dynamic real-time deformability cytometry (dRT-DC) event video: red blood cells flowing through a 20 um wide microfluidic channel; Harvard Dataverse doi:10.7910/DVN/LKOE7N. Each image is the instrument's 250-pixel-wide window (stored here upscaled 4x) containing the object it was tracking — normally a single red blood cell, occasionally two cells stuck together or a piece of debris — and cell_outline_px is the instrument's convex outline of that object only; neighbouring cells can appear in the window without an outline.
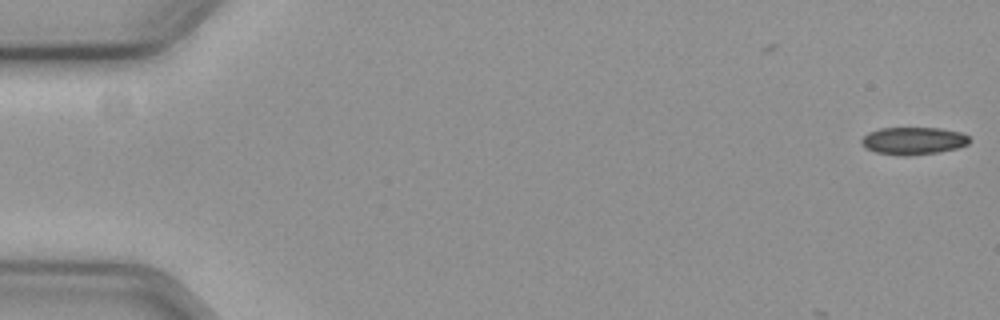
{"species": "common noctule bat (a hibernating species)", "species_latin": "Nyctalus noctula", "temperature_condition": "cold", "stored_images_in_passage": 7, "camera_frame_rate_fps": 3000, "um_per_image_px": 0.085, "animal": {"sex": "female", "body_mass_g": 19.3, "forearm_length_mm": 54.1}, "frame": {"image": 1, "passage_image": 1, "time_ms": 0.0, "image_size_px": [1000, 320], "cell_outline_px": [[968, 144], [956, 148], [936, 152], [908, 156], [900, 156], [876, 152], [864, 148], [860, 144], [860, 140], [868, 132], [880, 128], [940, 128], [960, 132], [968, 136]], "centroid_in_image_um": [77.57, 11.97], "position_along_channel_um": 7.4, "area_um2": 17.28}}